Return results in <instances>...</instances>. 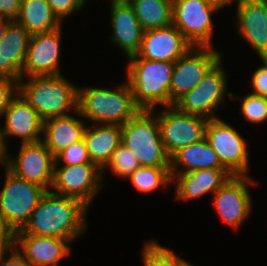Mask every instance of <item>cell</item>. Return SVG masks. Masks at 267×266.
I'll list each match as a JSON object with an SVG mask.
<instances>
[{"instance_id":"obj_9","label":"cell","mask_w":267,"mask_h":266,"mask_svg":"<svg viewBox=\"0 0 267 266\" xmlns=\"http://www.w3.org/2000/svg\"><path fill=\"white\" fill-rule=\"evenodd\" d=\"M205 138L231 175H249L248 146L238 130L219 117L207 122Z\"/></svg>"},{"instance_id":"obj_4","label":"cell","mask_w":267,"mask_h":266,"mask_svg":"<svg viewBox=\"0 0 267 266\" xmlns=\"http://www.w3.org/2000/svg\"><path fill=\"white\" fill-rule=\"evenodd\" d=\"M127 82L135 104L141 110H153L158 105L170 106L174 62L154 61L146 58H128Z\"/></svg>"},{"instance_id":"obj_5","label":"cell","mask_w":267,"mask_h":266,"mask_svg":"<svg viewBox=\"0 0 267 266\" xmlns=\"http://www.w3.org/2000/svg\"><path fill=\"white\" fill-rule=\"evenodd\" d=\"M153 110H140L121 126V143L135 155L141 166L170 167L161 139L158 116Z\"/></svg>"},{"instance_id":"obj_7","label":"cell","mask_w":267,"mask_h":266,"mask_svg":"<svg viewBox=\"0 0 267 266\" xmlns=\"http://www.w3.org/2000/svg\"><path fill=\"white\" fill-rule=\"evenodd\" d=\"M5 183L0 190V219L15 233L28 222L42 196L43 187L21 179L6 167Z\"/></svg>"},{"instance_id":"obj_23","label":"cell","mask_w":267,"mask_h":266,"mask_svg":"<svg viewBox=\"0 0 267 266\" xmlns=\"http://www.w3.org/2000/svg\"><path fill=\"white\" fill-rule=\"evenodd\" d=\"M87 123L72 114L43 121V137L46 148L55 157L62 150L83 139Z\"/></svg>"},{"instance_id":"obj_18","label":"cell","mask_w":267,"mask_h":266,"mask_svg":"<svg viewBox=\"0 0 267 266\" xmlns=\"http://www.w3.org/2000/svg\"><path fill=\"white\" fill-rule=\"evenodd\" d=\"M237 33L258 57H267V4L262 0H236Z\"/></svg>"},{"instance_id":"obj_6","label":"cell","mask_w":267,"mask_h":266,"mask_svg":"<svg viewBox=\"0 0 267 266\" xmlns=\"http://www.w3.org/2000/svg\"><path fill=\"white\" fill-rule=\"evenodd\" d=\"M224 70L221 58L201 81L180 97L173 106L183 113L207 120L219 118L215 116V111L225 103V95H228L231 100L239 98V96H234L232 92H227L228 72Z\"/></svg>"},{"instance_id":"obj_28","label":"cell","mask_w":267,"mask_h":266,"mask_svg":"<svg viewBox=\"0 0 267 266\" xmlns=\"http://www.w3.org/2000/svg\"><path fill=\"white\" fill-rule=\"evenodd\" d=\"M135 189L141 193H152L160 187L173 182L170 167H138L128 178Z\"/></svg>"},{"instance_id":"obj_27","label":"cell","mask_w":267,"mask_h":266,"mask_svg":"<svg viewBox=\"0 0 267 266\" xmlns=\"http://www.w3.org/2000/svg\"><path fill=\"white\" fill-rule=\"evenodd\" d=\"M144 31L172 24L173 0H129Z\"/></svg>"},{"instance_id":"obj_29","label":"cell","mask_w":267,"mask_h":266,"mask_svg":"<svg viewBox=\"0 0 267 266\" xmlns=\"http://www.w3.org/2000/svg\"><path fill=\"white\" fill-rule=\"evenodd\" d=\"M141 256L144 266H187L189 264L173 250L161 246L155 240L144 244Z\"/></svg>"},{"instance_id":"obj_32","label":"cell","mask_w":267,"mask_h":266,"mask_svg":"<svg viewBox=\"0 0 267 266\" xmlns=\"http://www.w3.org/2000/svg\"><path fill=\"white\" fill-rule=\"evenodd\" d=\"M60 161H62V165H59ZM81 163H92L83 139L73 143L57 154L54 166H69Z\"/></svg>"},{"instance_id":"obj_16","label":"cell","mask_w":267,"mask_h":266,"mask_svg":"<svg viewBox=\"0 0 267 266\" xmlns=\"http://www.w3.org/2000/svg\"><path fill=\"white\" fill-rule=\"evenodd\" d=\"M62 28L31 36L21 78L24 76L62 75L59 68Z\"/></svg>"},{"instance_id":"obj_34","label":"cell","mask_w":267,"mask_h":266,"mask_svg":"<svg viewBox=\"0 0 267 266\" xmlns=\"http://www.w3.org/2000/svg\"><path fill=\"white\" fill-rule=\"evenodd\" d=\"M260 60L263 65L252 74L251 87L253 91L251 94L267 98V57L260 58Z\"/></svg>"},{"instance_id":"obj_26","label":"cell","mask_w":267,"mask_h":266,"mask_svg":"<svg viewBox=\"0 0 267 266\" xmlns=\"http://www.w3.org/2000/svg\"><path fill=\"white\" fill-rule=\"evenodd\" d=\"M15 21L31 35L51 32L63 25L47 0H21L20 13Z\"/></svg>"},{"instance_id":"obj_35","label":"cell","mask_w":267,"mask_h":266,"mask_svg":"<svg viewBox=\"0 0 267 266\" xmlns=\"http://www.w3.org/2000/svg\"><path fill=\"white\" fill-rule=\"evenodd\" d=\"M18 93V82L8 77H0V118L10 100Z\"/></svg>"},{"instance_id":"obj_10","label":"cell","mask_w":267,"mask_h":266,"mask_svg":"<svg viewBox=\"0 0 267 266\" xmlns=\"http://www.w3.org/2000/svg\"><path fill=\"white\" fill-rule=\"evenodd\" d=\"M103 186L102 170L94 163L60 166V168L54 166V179L51 187L54 191L51 192L75 198L88 208Z\"/></svg>"},{"instance_id":"obj_22","label":"cell","mask_w":267,"mask_h":266,"mask_svg":"<svg viewBox=\"0 0 267 266\" xmlns=\"http://www.w3.org/2000/svg\"><path fill=\"white\" fill-rule=\"evenodd\" d=\"M175 186V198L187 201L205 194L212 195L232 176L226 169H201L186 173H171ZM177 180V181H175Z\"/></svg>"},{"instance_id":"obj_8","label":"cell","mask_w":267,"mask_h":266,"mask_svg":"<svg viewBox=\"0 0 267 266\" xmlns=\"http://www.w3.org/2000/svg\"><path fill=\"white\" fill-rule=\"evenodd\" d=\"M15 176L50 191L54 179L55 157L44 142L23 143L17 157L3 153V164Z\"/></svg>"},{"instance_id":"obj_12","label":"cell","mask_w":267,"mask_h":266,"mask_svg":"<svg viewBox=\"0 0 267 266\" xmlns=\"http://www.w3.org/2000/svg\"><path fill=\"white\" fill-rule=\"evenodd\" d=\"M221 58V53L214 47L192 46L177 59L169 87L170 106L194 88Z\"/></svg>"},{"instance_id":"obj_40","label":"cell","mask_w":267,"mask_h":266,"mask_svg":"<svg viewBox=\"0 0 267 266\" xmlns=\"http://www.w3.org/2000/svg\"><path fill=\"white\" fill-rule=\"evenodd\" d=\"M10 22L11 20L4 17H0V41L3 38L5 30Z\"/></svg>"},{"instance_id":"obj_13","label":"cell","mask_w":267,"mask_h":266,"mask_svg":"<svg viewBox=\"0 0 267 266\" xmlns=\"http://www.w3.org/2000/svg\"><path fill=\"white\" fill-rule=\"evenodd\" d=\"M158 114L161 139L167 154L171 157L180 148L199 142L205 138L209 120L183 113L175 106H166Z\"/></svg>"},{"instance_id":"obj_30","label":"cell","mask_w":267,"mask_h":266,"mask_svg":"<svg viewBox=\"0 0 267 266\" xmlns=\"http://www.w3.org/2000/svg\"><path fill=\"white\" fill-rule=\"evenodd\" d=\"M140 166L132 151L121 143L113 152L109 162L102 169V178L104 171L109 168L115 176L127 179Z\"/></svg>"},{"instance_id":"obj_41","label":"cell","mask_w":267,"mask_h":266,"mask_svg":"<svg viewBox=\"0 0 267 266\" xmlns=\"http://www.w3.org/2000/svg\"><path fill=\"white\" fill-rule=\"evenodd\" d=\"M0 164H3V153L1 152V149H0Z\"/></svg>"},{"instance_id":"obj_2","label":"cell","mask_w":267,"mask_h":266,"mask_svg":"<svg viewBox=\"0 0 267 266\" xmlns=\"http://www.w3.org/2000/svg\"><path fill=\"white\" fill-rule=\"evenodd\" d=\"M140 110L127 81L113 90L95 86L78 88V111L75 113L93 124L122 126Z\"/></svg>"},{"instance_id":"obj_11","label":"cell","mask_w":267,"mask_h":266,"mask_svg":"<svg viewBox=\"0 0 267 266\" xmlns=\"http://www.w3.org/2000/svg\"><path fill=\"white\" fill-rule=\"evenodd\" d=\"M217 11L204 0H173L172 24L192 46L213 47L212 16Z\"/></svg>"},{"instance_id":"obj_38","label":"cell","mask_w":267,"mask_h":266,"mask_svg":"<svg viewBox=\"0 0 267 266\" xmlns=\"http://www.w3.org/2000/svg\"><path fill=\"white\" fill-rule=\"evenodd\" d=\"M14 242V233L0 219V253L8 250Z\"/></svg>"},{"instance_id":"obj_14","label":"cell","mask_w":267,"mask_h":266,"mask_svg":"<svg viewBox=\"0 0 267 266\" xmlns=\"http://www.w3.org/2000/svg\"><path fill=\"white\" fill-rule=\"evenodd\" d=\"M257 182L249 175H232L213 194L212 203L219 217L234 230L239 229L252 212V197L249 186ZM249 185V186H248Z\"/></svg>"},{"instance_id":"obj_39","label":"cell","mask_w":267,"mask_h":266,"mask_svg":"<svg viewBox=\"0 0 267 266\" xmlns=\"http://www.w3.org/2000/svg\"><path fill=\"white\" fill-rule=\"evenodd\" d=\"M206 3L216 7L217 9H223L226 5L235 3L236 0H204Z\"/></svg>"},{"instance_id":"obj_1","label":"cell","mask_w":267,"mask_h":266,"mask_svg":"<svg viewBox=\"0 0 267 266\" xmlns=\"http://www.w3.org/2000/svg\"><path fill=\"white\" fill-rule=\"evenodd\" d=\"M87 209L81 201L47 191L24 227L14 235L57 237L70 242L85 234Z\"/></svg>"},{"instance_id":"obj_25","label":"cell","mask_w":267,"mask_h":266,"mask_svg":"<svg viewBox=\"0 0 267 266\" xmlns=\"http://www.w3.org/2000/svg\"><path fill=\"white\" fill-rule=\"evenodd\" d=\"M210 168L225 169L206 138L180 148L170 157L171 173H186Z\"/></svg>"},{"instance_id":"obj_36","label":"cell","mask_w":267,"mask_h":266,"mask_svg":"<svg viewBox=\"0 0 267 266\" xmlns=\"http://www.w3.org/2000/svg\"><path fill=\"white\" fill-rule=\"evenodd\" d=\"M10 253V255H9ZM0 266H31L24 255L13 244L8 250L0 253Z\"/></svg>"},{"instance_id":"obj_3","label":"cell","mask_w":267,"mask_h":266,"mask_svg":"<svg viewBox=\"0 0 267 266\" xmlns=\"http://www.w3.org/2000/svg\"><path fill=\"white\" fill-rule=\"evenodd\" d=\"M18 82V92L43 121L78 111V88L60 75L31 76ZM25 81V82H23Z\"/></svg>"},{"instance_id":"obj_20","label":"cell","mask_w":267,"mask_h":266,"mask_svg":"<svg viewBox=\"0 0 267 266\" xmlns=\"http://www.w3.org/2000/svg\"><path fill=\"white\" fill-rule=\"evenodd\" d=\"M69 243L66 239L37 235H14L13 242L31 266H59L61 259L70 255Z\"/></svg>"},{"instance_id":"obj_15","label":"cell","mask_w":267,"mask_h":266,"mask_svg":"<svg viewBox=\"0 0 267 266\" xmlns=\"http://www.w3.org/2000/svg\"><path fill=\"white\" fill-rule=\"evenodd\" d=\"M3 117H5V123L3 128H0L2 153L8 151L7 142L11 136L19 137L20 144L42 140L40 136L43 134V120L19 92L10 100Z\"/></svg>"},{"instance_id":"obj_31","label":"cell","mask_w":267,"mask_h":266,"mask_svg":"<svg viewBox=\"0 0 267 266\" xmlns=\"http://www.w3.org/2000/svg\"><path fill=\"white\" fill-rule=\"evenodd\" d=\"M241 111L245 120L249 123L260 124L267 121V98L254 94H247L239 98Z\"/></svg>"},{"instance_id":"obj_17","label":"cell","mask_w":267,"mask_h":266,"mask_svg":"<svg viewBox=\"0 0 267 266\" xmlns=\"http://www.w3.org/2000/svg\"><path fill=\"white\" fill-rule=\"evenodd\" d=\"M191 47L192 44L171 24L144 31L139 51L129 58L175 62Z\"/></svg>"},{"instance_id":"obj_33","label":"cell","mask_w":267,"mask_h":266,"mask_svg":"<svg viewBox=\"0 0 267 266\" xmlns=\"http://www.w3.org/2000/svg\"><path fill=\"white\" fill-rule=\"evenodd\" d=\"M53 13L63 23L65 18L74 11L80 10L86 4V0H47Z\"/></svg>"},{"instance_id":"obj_19","label":"cell","mask_w":267,"mask_h":266,"mask_svg":"<svg viewBox=\"0 0 267 266\" xmlns=\"http://www.w3.org/2000/svg\"><path fill=\"white\" fill-rule=\"evenodd\" d=\"M111 42L121 48L127 58L140 49L144 30L129 1L110 0Z\"/></svg>"},{"instance_id":"obj_24","label":"cell","mask_w":267,"mask_h":266,"mask_svg":"<svg viewBox=\"0 0 267 266\" xmlns=\"http://www.w3.org/2000/svg\"><path fill=\"white\" fill-rule=\"evenodd\" d=\"M83 141L92 163L101 170L109 162L113 152L121 144V126L111 124L87 125Z\"/></svg>"},{"instance_id":"obj_21","label":"cell","mask_w":267,"mask_h":266,"mask_svg":"<svg viewBox=\"0 0 267 266\" xmlns=\"http://www.w3.org/2000/svg\"><path fill=\"white\" fill-rule=\"evenodd\" d=\"M31 34L16 21H11L0 41V77L19 82Z\"/></svg>"},{"instance_id":"obj_37","label":"cell","mask_w":267,"mask_h":266,"mask_svg":"<svg viewBox=\"0 0 267 266\" xmlns=\"http://www.w3.org/2000/svg\"><path fill=\"white\" fill-rule=\"evenodd\" d=\"M21 0H0V17L15 21L20 13Z\"/></svg>"}]
</instances>
